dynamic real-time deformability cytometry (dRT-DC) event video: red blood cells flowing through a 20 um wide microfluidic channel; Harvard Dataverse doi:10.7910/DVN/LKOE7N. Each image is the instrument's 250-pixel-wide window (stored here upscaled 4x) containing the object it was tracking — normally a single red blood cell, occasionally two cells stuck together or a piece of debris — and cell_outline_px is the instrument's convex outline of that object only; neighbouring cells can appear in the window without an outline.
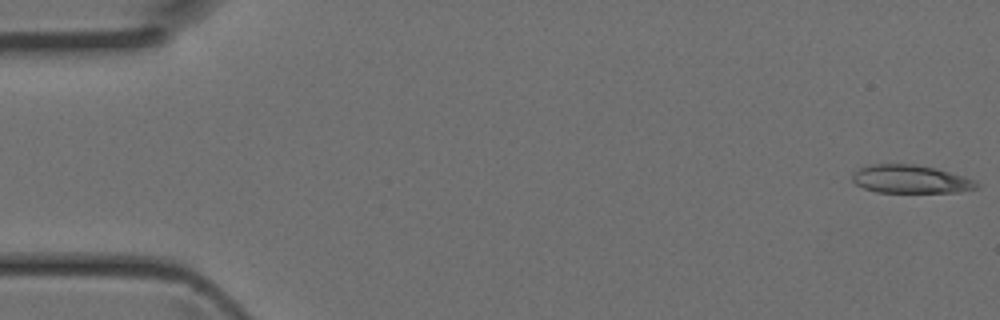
{"species": "Egyptian fruit bat (a non-hibernating species)", "species_latin": "Rousettus aegyptiacus", "temperature_condition": "room temperature", "stored_images_in_passage": 9, "camera_frame_rate_fps": 3000, "um_per_image_px": 0.085, "animal": {"sex": "female"}, "frame": {"image": 1, "passage_image": 1, "time_ms": 0.0, "image_size_px": [1000, 320], "cell_outline_px": [[980, 188], [956, 192], [876, 192], [864, 188], [856, 184], [852, 180], [852, 172], [868, 164], [916, 164], [936, 168], [964, 176], [976, 180], [980, 184]], "centroid_in_image_um": [77.42, 15.22], "position_along_channel_um": 7.6, "area_um2": 20.63}}